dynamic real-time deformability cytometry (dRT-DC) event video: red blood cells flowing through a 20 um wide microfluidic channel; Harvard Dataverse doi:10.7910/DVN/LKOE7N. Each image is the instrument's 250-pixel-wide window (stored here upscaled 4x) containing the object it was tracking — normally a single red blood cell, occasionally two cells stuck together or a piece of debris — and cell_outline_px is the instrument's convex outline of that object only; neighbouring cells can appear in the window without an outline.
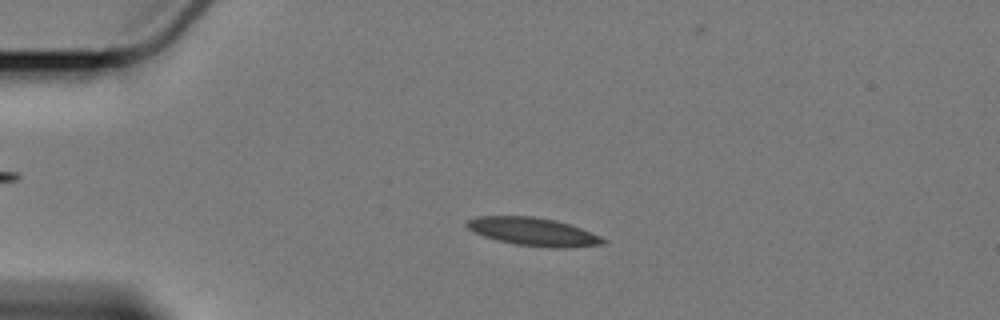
{"species": "Egyptian fruit bat (a non-hibernating species)", "species_latin": "Rousettus aegyptiacus", "temperature_condition": "cold", "stored_images_in_passage": 2, "camera_frame_rate_fps": 3000, "um_per_image_px": 0.085, "animal": {"sex": "female"}, "frame": {"image": 1, "passage_image": 1, "time_ms": 0.0, "image_size_px": [1000, 320], "cell_outline_px": [[604, 244], [564, 248], [548, 248], [516, 244], [496, 240], [484, 236], [468, 228], [464, 224], [468, 220], [476, 216], [536, 216], [556, 220], [580, 228], [600, 236], [604, 240]], "centroid_in_image_um": [45.3, 19.69], "position_along_channel_um": 39.7, "area_um2": 22.2}}